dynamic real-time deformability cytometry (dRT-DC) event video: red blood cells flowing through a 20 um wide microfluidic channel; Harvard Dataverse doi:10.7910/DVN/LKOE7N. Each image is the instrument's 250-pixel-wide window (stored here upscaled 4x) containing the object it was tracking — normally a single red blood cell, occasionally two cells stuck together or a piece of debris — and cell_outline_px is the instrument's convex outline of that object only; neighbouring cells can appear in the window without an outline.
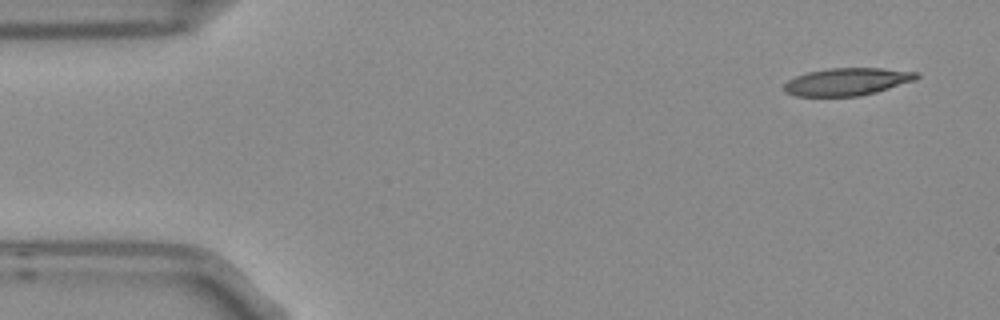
{"species": "Egyptian fruit bat (a non-hibernating species)", "species_latin": "Rousettus aegyptiacus", "temperature_condition": "room temperature", "stored_images_in_passage": 5, "camera_frame_rate_fps": 3000, "um_per_image_px": 0.085, "frame": {"image": 1, "passage_image": 1, "time_ms": 0.0, "image_size_px": [1000, 320], "cell_outline_px": [[920, 76], [916, 80], [876, 92], [860, 96], [796, 96], [784, 92], [784, 84], [788, 80], [796, 76], [808, 72], [828, 68], [880, 68], [916, 72]], "centroid_in_image_um": [71.99, 6.95], "position_along_channel_um": 13.0, "area_um2": 21.21}}
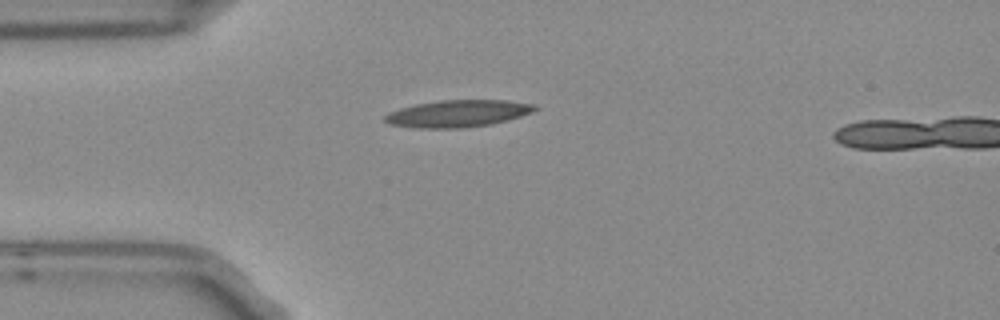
{"frame": {"image": 2, "passage_image": 4, "time_ms": 1.0, "image_size_px": [1000, 320], "cell_outline_px": [[540, 108], [532, 112], [508, 120], [488, 124], [464, 128], [416, 128], [388, 124], [384, 120], [384, 116], [388, 112], [400, 108], [416, 104], [440, 100], [504, 100], [536, 104]], "centroid_in_image_um": [38.91, 9.65], "position_along_channel_um": 46.1, "area_um2": 23.7}}